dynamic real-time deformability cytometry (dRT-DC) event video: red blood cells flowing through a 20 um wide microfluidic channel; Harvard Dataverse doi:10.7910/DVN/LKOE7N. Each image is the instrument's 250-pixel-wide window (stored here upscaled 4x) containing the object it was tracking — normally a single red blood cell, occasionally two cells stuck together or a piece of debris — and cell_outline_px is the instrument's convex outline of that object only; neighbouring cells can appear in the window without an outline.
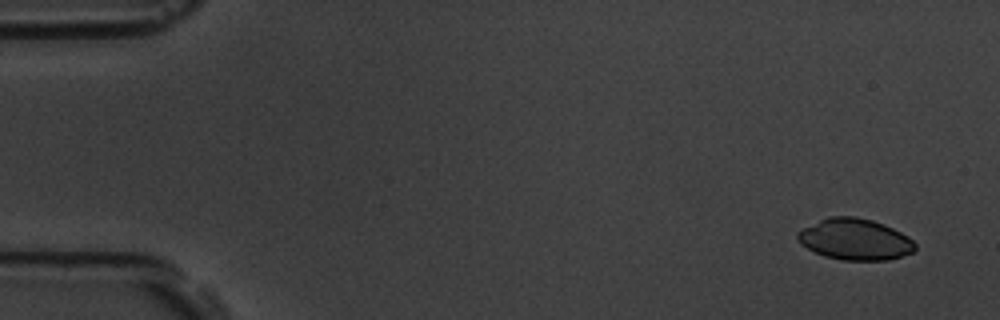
{"species": "common noctule bat (a hibernating species)", "species_latin": "Nyctalus noctula", "temperature_condition": "room temperature", "stored_images_in_passage": 4, "camera_frame_rate_fps": 3000, "um_per_image_px": 0.085, "animal": {"sex": "male", "body_mass_g": 19.5, "forearm_length_mm": 54.6}, "frame": {"image": 1, "passage_image": 1, "time_ms": 0.0, "image_size_px": [1000, 320], "cell_outline_px": [[916, 248], [912, 252], [888, 260], [840, 260], [824, 256], [800, 244], [796, 236], [796, 232], [828, 216], [856, 216], [872, 220], [884, 224], [908, 236], [916, 244]], "centroid_in_image_um": [72.66, 20.34], "position_along_channel_um": 12.3, "area_um2": 28.21}}